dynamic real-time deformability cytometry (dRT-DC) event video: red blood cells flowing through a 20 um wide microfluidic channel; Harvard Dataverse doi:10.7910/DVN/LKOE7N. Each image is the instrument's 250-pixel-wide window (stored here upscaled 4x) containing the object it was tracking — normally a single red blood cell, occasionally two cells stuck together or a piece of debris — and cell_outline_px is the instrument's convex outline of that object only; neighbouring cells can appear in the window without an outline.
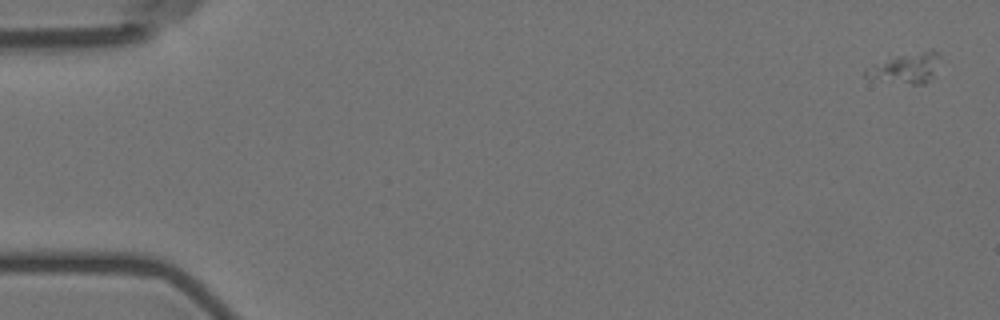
{"species": "Egyptian fruit bat (a non-hibernating species)", "species_latin": "Rousettus aegyptiacus", "temperature_condition": "room temperature", "stored_images_in_passage": 5, "camera_frame_rate_fps": 3000, "um_per_image_px": 0.085, "animal": {"sex": "female"}, "frame": {"image": 1, "passage_image": 1, "time_ms": 0.0, "image_size_px": [1000, 320], "cell_outline_px": [[940, 56], [932, 76], [924, 84], [912, 84], [864, 76], [864, 68], [888, 52], [932, 48]], "centroid_in_image_um": [76.9, 5.63], "position_along_channel_um": 8.1, "area_um2": 14.16}}
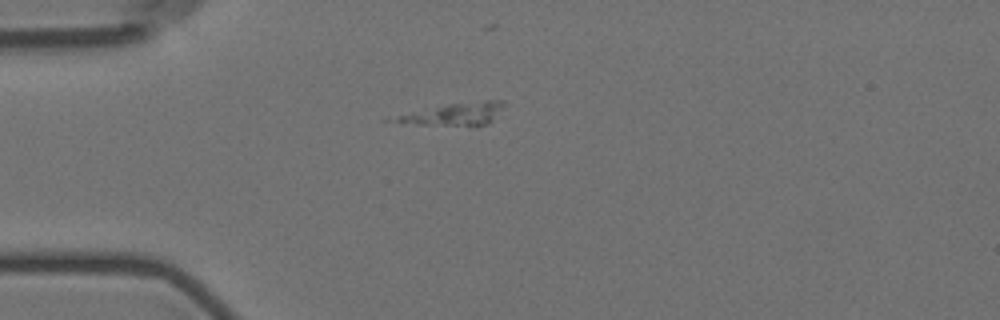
{"frame": {"image": 2, "passage_image": 5, "time_ms": 4.667, "image_size_px": [1000, 320], "cell_outline_px": [[504, 104], [492, 120], [488, 124], [416, 124], [396, 120], [400, 116], [412, 112], [448, 104], [484, 100], [504, 100]], "centroid_in_image_um": [38.8, 9.65], "position_along_channel_um": 46.2, "area_um2": 13.01}}